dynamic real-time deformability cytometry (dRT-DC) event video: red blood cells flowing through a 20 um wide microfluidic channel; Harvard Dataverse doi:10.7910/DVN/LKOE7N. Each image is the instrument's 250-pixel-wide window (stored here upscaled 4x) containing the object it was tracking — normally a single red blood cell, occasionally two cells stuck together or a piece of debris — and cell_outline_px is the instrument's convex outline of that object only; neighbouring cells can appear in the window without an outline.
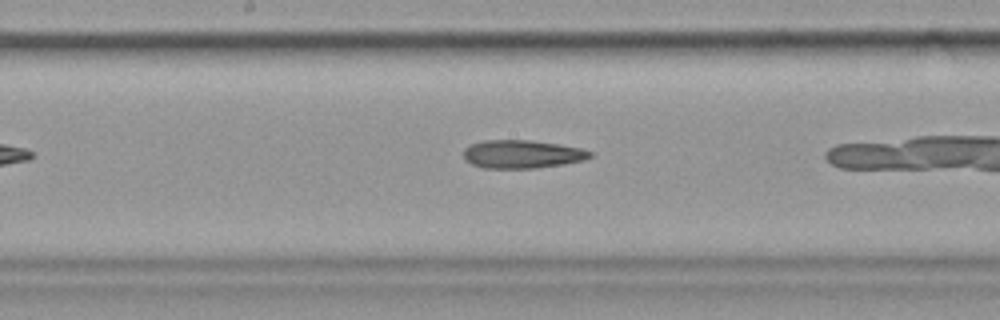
{"species": "common noctule bat (a hibernating species)", "species_latin": "Nyctalus noctula", "temperature_condition": "cold", "stored_images_in_passage": 27, "camera_frame_rate_fps": 3000, "um_per_image_px": 0.085, "animal": {"sex": "female", "body_mass_g": 19.9}, "frame": {"image": 1, "passage_image": 12, "time_ms": 3.667, "image_size_px": [1000, 320], "cell_outline_px": [[592, 156], [584, 160], [564, 164], [536, 168], [484, 168], [472, 164], [464, 160], [464, 148], [472, 144], [484, 140], [528, 140], [556, 144], [580, 148], [592, 152]], "centroid_in_image_um": [44.36, 13.11], "position_along_channel_um": 203.8, "area_um2": 20.69}}